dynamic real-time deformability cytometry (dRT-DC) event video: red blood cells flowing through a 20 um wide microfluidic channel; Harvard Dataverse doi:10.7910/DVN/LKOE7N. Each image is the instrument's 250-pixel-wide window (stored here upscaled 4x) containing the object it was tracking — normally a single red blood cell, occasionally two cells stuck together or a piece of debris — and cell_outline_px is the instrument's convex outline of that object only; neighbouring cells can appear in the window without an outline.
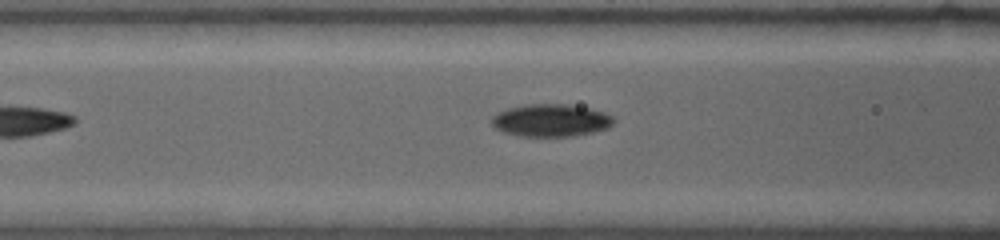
{"species": "common noctule bat (a hibernating species)", "species_latin": "Nyctalus noctula", "temperature_condition": "warm", "stored_images_in_passage": 8, "camera_frame_rate_fps": 4500, "um_per_image_px": 0.085, "animal": {"sex": "female", "body_mass_g": 19.0, "forearm_length_mm": 53.3}, "frame": {"image": 1, "passage_image": 7, "time_ms": 4.0, "image_size_px": [1000, 240], "cell_outline_px": [[616, 120], [608, 128], [592, 132], [572, 136], [520, 136], [504, 132], [496, 128], [492, 124], [492, 116], [496, 112], [508, 108], [524, 104], [568, 104], [588, 108], [604, 112], [612, 116]], "centroid_in_image_um": [46.82, 10.22], "position_along_channel_um": 119.8, "area_um2": 23.12}}